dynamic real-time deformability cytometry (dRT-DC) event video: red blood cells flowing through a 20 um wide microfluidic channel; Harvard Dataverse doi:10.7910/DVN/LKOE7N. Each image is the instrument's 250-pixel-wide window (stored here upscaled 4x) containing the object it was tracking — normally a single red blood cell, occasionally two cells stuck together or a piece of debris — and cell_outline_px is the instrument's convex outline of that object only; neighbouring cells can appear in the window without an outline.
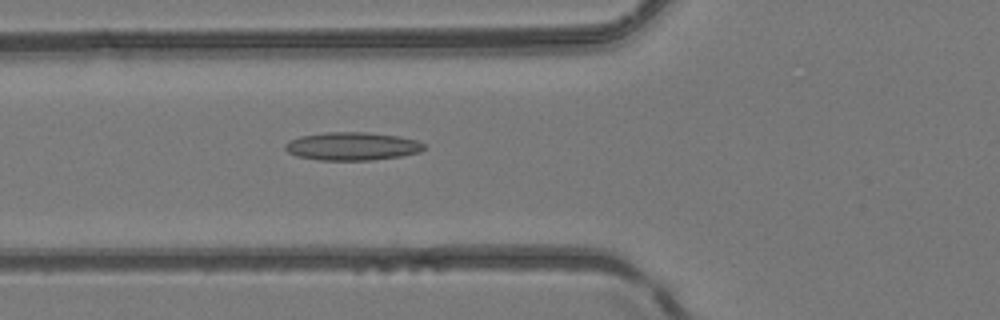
{"species": "common noctule bat (a hibernating species)", "species_latin": "Nyctalus noctula", "temperature_condition": "room temperature", "stored_images_in_passage": 37, "camera_frame_rate_fps": 3000, "um_per_image_px": 0.085, "animal": {"sex": "female", "body_mass_g": 24.6, "forearm_length_mm": 56.2}, "frame": {"image": 1, "passage_image": 6, "time_ms": 1.667, "image_size_px": [1000, 320], "cell_outline_px": [[428, 148], [420, 152], [400, 156], [372, 160], [320, 160], [296, 156], [288, 152], [284, 148], [284, 144], [288, 140], [300, 136], [328, 132], [368, 132], [396, 136], [416, 140], [424, 144]], "centroid_in_image_um": [29.92, 12.43], "position_along_channel_um": 95.9, "area_um2": 22.83}}
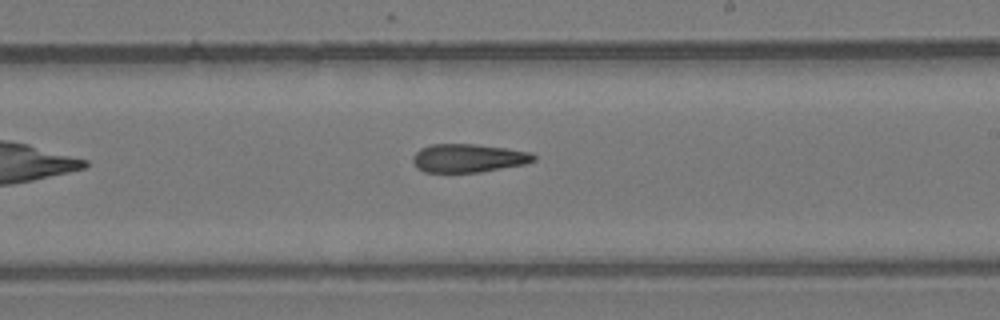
{"frame": {"image": 2, "passage_image": 17, "time_ms": 5.333, "image_size_px": [1000, 320], "cell_outline_px": [[536, 160], [524, 164], [480, 172], [424, 172], [416, 168], [412, 160], [412, 156], [420, 148], [432, 144], [476, 144], [532, 152], [536, 156]], "centroid_in_image_um": [39.79, 13.44], "position_along_channel_um": 249.2, "area_um2": 20.06}}
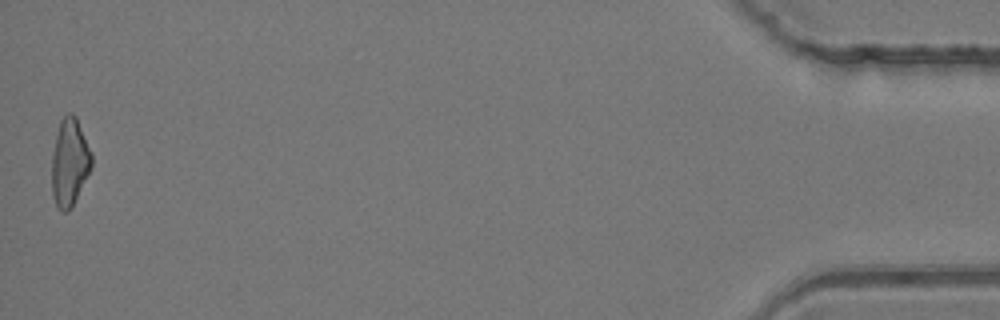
{"frame": {"image": 3, "passage_image": 37, "time_ms": 12.0, "image_size_px": [1000, 320], "cell_outline_px": [[92, 168], [68, 212], [60, 212], [56, 208], [52, 196], [52, 152], [60, 120], [68, 112], [72, 112], [76, 116], [92, 152]], "centroid_in_image_um": [5.91, 13.8], "position_along_channel_um": 429.3, "area_um2": 20.52}, "authors_computed_cell_mechanics": {"area_um2": 20.4612, "velocity_mm_per_s": 4.1621, "shape_relaxation_time_tau1_ms": null, "shape_relaxation_time_tau2_ms": 4.4885, "deformation_change_tau1": null, "deformation_change_tau2": 0.1638}}